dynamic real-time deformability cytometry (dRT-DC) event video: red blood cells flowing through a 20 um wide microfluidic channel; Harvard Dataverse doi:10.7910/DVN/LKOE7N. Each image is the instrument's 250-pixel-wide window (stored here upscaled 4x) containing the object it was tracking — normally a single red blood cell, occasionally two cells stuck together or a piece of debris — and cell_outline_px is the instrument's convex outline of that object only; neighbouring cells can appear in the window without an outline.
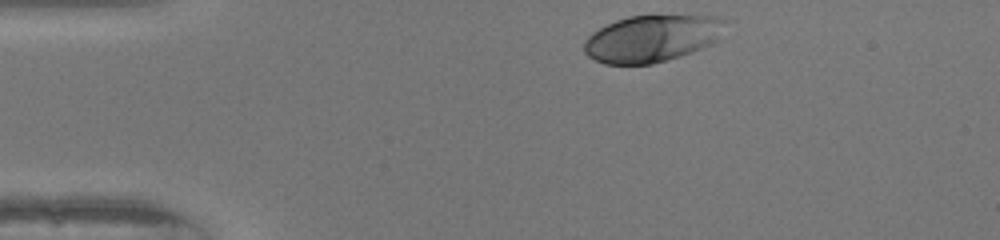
{"species": "human", "species_latin": "Homo sapiens", "temperature_condition": "warm", "stored_images_in_passage": 33, "camera_frame_rate_fps": 3000, "um_per_image_px": 0.085, "donor": {"sex": "female"}, "frame": {"image": 1, "passage_image": 1, "time_ms": 0.0, "image_size_px": [1000, 240], "cell_outline_px": [[724, 20], [716, 40], [712, 44], [692, 52], [680, 56], [652, 64], [604, 64], [588, 56], [584, 52], [584, 40], [592, 32], [616, 20], [628, 16], [708, 16]], "centroid_in_image_um": [55.33, 3.29], "position_along_channel_um": 29.7, "area_um2": 37.92}}
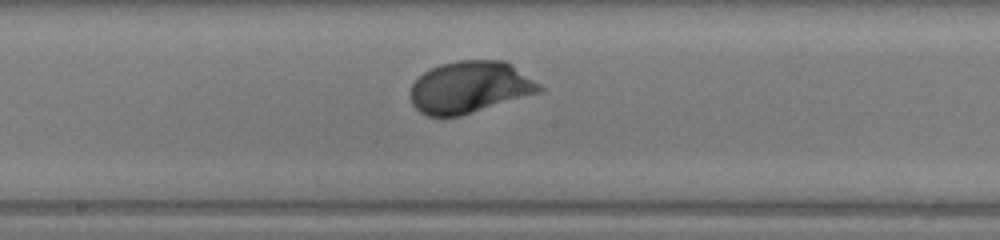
{"frame": {"image": 2, "passage_image": 19, "time_ms": 6.0, "image_size_px": [1000, 240], "cell_outline_px": [[544, 92], [460, 116], [428, 116], [420, 112], [412, 104], [408, 96], [408, 92], [412, 84], [424, 72], [440, 64], [460, 60], [504, 60], [512, 64], [540, 84], [544, 88]], "centroid_in_image_um": [39.95, 7.42], "position_along_channel_um": 208.2, "area_um2": 39.42}}
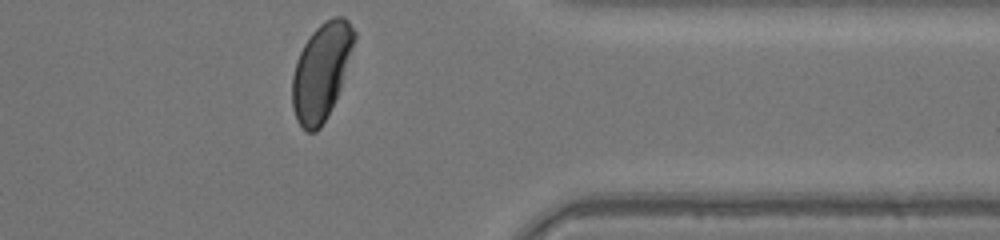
{"frame": {"image": 3, "passage_image": 33, "time_ms": 10.667, "image_size_px": [1000, 240], "cell_outline_px": [[356, 36], [340, 88], [320, 128], [316, 132], [308, 132], [296, 120], [292, 108], [292, 76], [296, 60], [304, 44], [312, 32], [324, 20], [332, 16], [344, 16], [348, 20], [356, 32]], "centroid_in_image_um": [27.29, 6.03], "position_along_channel_um": 384.1, "area_um2": 34.51}, "authors_computed_cell_mechanics": {"area_um2": 37.9168, "velocity_mm_per_s": 4.0195, "shape_relaxation_time_tau1_ms": 1.8293, "shape_relaxation_time_tau2_ms": null, "deformation_change_tau1": 0.1437, "deformation_change_tau2": null}}